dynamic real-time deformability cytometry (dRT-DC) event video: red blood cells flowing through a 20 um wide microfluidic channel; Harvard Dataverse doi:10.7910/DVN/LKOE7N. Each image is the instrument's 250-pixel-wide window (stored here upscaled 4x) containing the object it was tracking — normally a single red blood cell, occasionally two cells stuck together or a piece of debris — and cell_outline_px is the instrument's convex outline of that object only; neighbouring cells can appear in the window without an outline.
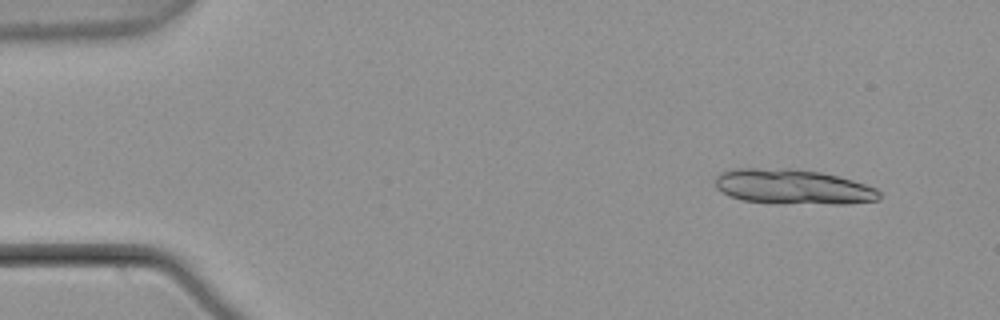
{"species": "common noctule bat (a hibernating species)", "species_latin": "Nyctalus noctula", "temperature_condition": "warm", "stored_images_in_passage": 5, "camera_frame_rate_fps": 3000, "um_per_image_px": 0.085, "animal": {"sex": "male", "body_mass_g": 21.5, "forearm_length_mm": 52.0}, "frame": {"image": 1, "passage_image": 1, "time_ms": 0.0, "image_size_px": [1000, 320], "cell_outline_px": [[880, 200], [844, 204], [776, 204], [744, 200], [728, 196], [720, 192], [716, 188], [716, 176], [720, 172], [736, 168], [792, 168], [820, 172], [852, 180], [876, 188], [880, 192]], "centroid_in_image_um": [67.37, 15.89], "position_along_channel_um": 17.6, "area_um2": 33.93}}
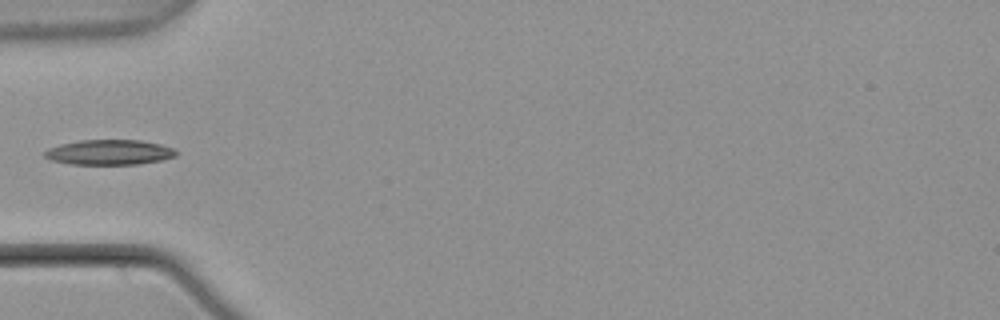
{"frame": {"image": 2, "passage_image": 5, "time_ms": 1.333, "image_size_px": [1000, 320], "cell_outline_px": [[180, 152], [176, 156], [160, 160], [140, 164], [68, 164], [52, 160], [44, 156], [44, 152], [48, 148], [60, 144], [80, 140], [140, 140], [160, 144], [172, 148]], "centroid_in_image_um": [9.3, 12.94], "position_along_channel_um": 75.7, "area_um2": 19.25}}